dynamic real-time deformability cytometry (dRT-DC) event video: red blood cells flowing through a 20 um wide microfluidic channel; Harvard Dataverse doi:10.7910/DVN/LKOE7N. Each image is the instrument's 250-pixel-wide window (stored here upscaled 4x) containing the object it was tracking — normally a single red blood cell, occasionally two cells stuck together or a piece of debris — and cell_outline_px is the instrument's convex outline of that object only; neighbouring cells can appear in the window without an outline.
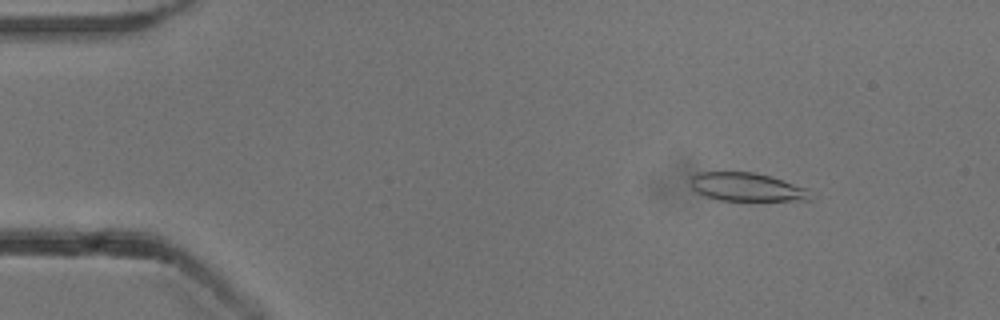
{"species": "common noctule bat (a hibernating species)", "species_latin": "Nyctalus noctula", "temperature_condition": "cold", "stored_images_in_passage": 53, "camera_frame_rate_fps": 3000, "um_per_image_px": 0.085, "animal": {"sex": "male", "body_mass_g": 13.3}, "frame": {"image": 1, "passage_image": 7, "time_ms": 2.0, "image_size_px": [1000, 320], "cell_outline_px": [[816, 196], [812, 200], [720, 200], [696, 192], [692, 188], [692, 176], [696, 172], [756, 172], [772, 176], [808, 188]], "centroid_in_image_um": [63.57, 15.89], "position_along_channel_um": 21.4, "area_um2": 20.0}}
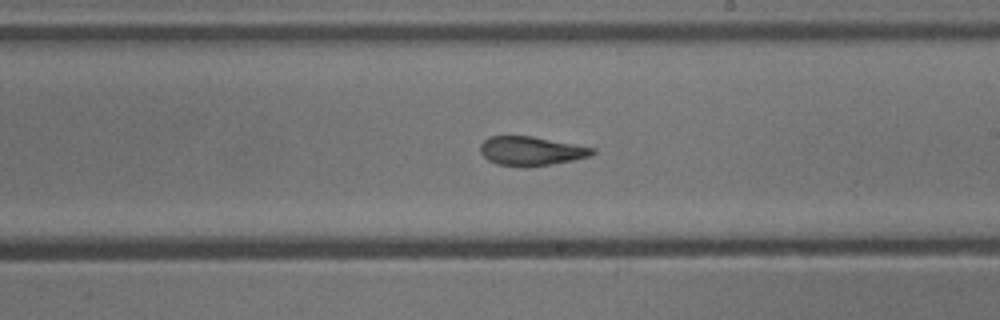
{"frame": {"image": 2, "passage_image": 31, "time_ms": 10.0, "image_size_px": [1000, 320], "cell_outline_px": [[596, 152], [592, 156], [552, 164], [528, 168], [496, 164], [488, 160], [480, 152], [480, 144], [488, 136], [532, 136], [596, 148]], "centroid_in_image_um": [45.15, 12.84], "position_along_channel_um": 243.9, "area_um2": 19.25}}
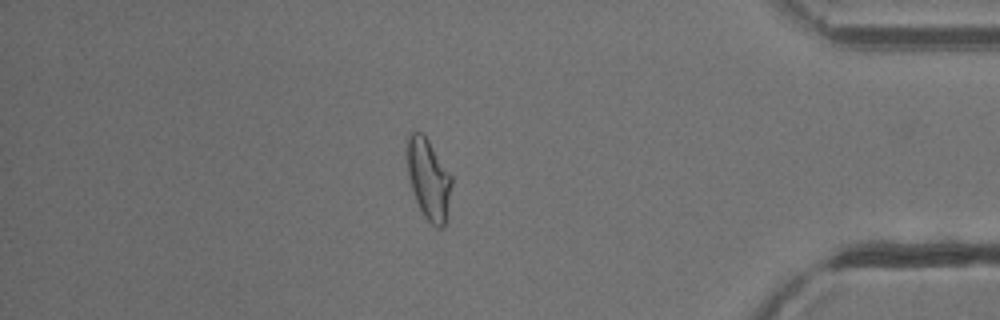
{"frame": {"image": 3, "passage_image": 46, "time_ms": 15.0, "image_size_px": [1000, 320], "cell_outline_px": [[452, 184], [444, 228], [436, 228], [424, 216], [416, 200], [408, 176], [408, 132], [416, 128], [428, 140], [452, 176]], "centroid_in_image_um": [36.44, 15.21], "position_along_channel_um": 398.8, "area_um2": 20.69}, "authors_computed_cell_mechanics": {"area_um2": 20.6924, "velocity_mm_per_s": 3.8526, "shape_relaxation_time_tau1_ms": 9.0871, "shape_relaxation_time_tau2_ms": 1.6643, "deformation_change_tau1": 0.2097, "deformation_change_tau2": 0.1003}}